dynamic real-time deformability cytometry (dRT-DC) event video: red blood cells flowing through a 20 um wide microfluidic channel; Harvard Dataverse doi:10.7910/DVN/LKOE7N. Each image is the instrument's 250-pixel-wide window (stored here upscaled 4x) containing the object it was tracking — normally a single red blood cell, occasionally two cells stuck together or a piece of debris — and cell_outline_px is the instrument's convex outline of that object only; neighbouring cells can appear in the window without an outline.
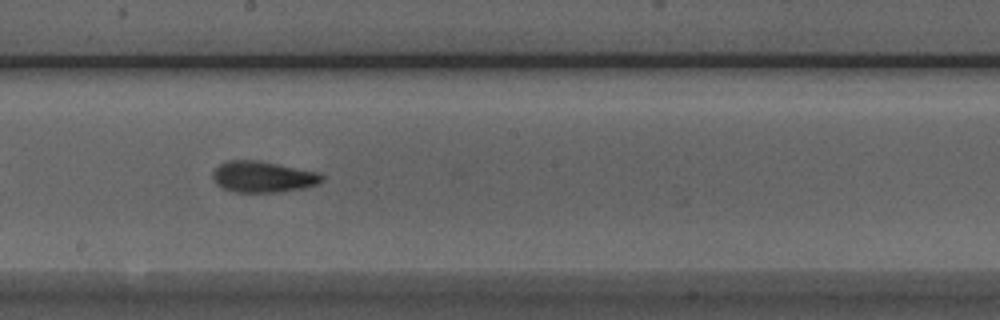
{"species": "Egyptian fruit bat (a non-hibernating species)", "species_latin": "Rousettus aegyptiacus", "temperature_condition": "room temperature", "stored_images_in_passage": 34, "camera_frame_rate_fps": 3000, "um_per_image_px": 0.085, "animal": {"sex": "male"}, "frame": {"image": 1, "passage_image": 15, "time_ms": 4.667, "image_size_px": [1000, 320], "cell_outline_px": [[324, 180], [316, 184], [304, 188], [276, 192], [232, 192], [216, 184], [212, 176], [212, 172], [224, 160], [260, 160], [320, 172], [324, 176]], "centroid_in_image_um": [22.35, 15.01], "position_along_channel_um": 225.8, "area_um2": 20.06}}
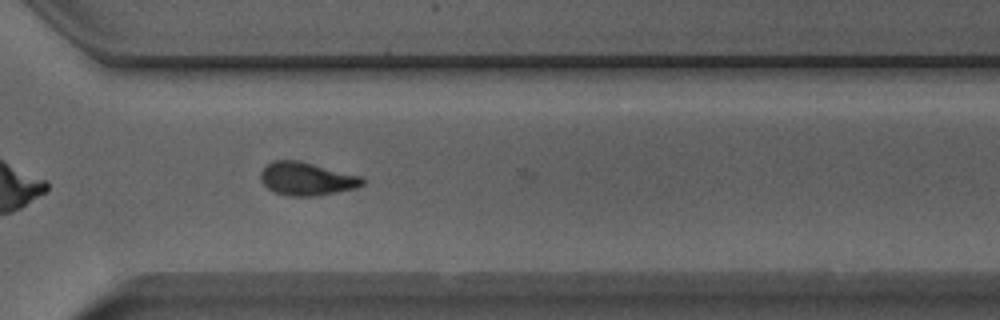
{"frame": {"image": 2, "passage_image": 24, "time_ms": 7.667, "image_size_px": [1000, 320], "cell_outline_px": [[368, 180], [364, 184], [356, 188], [316, 196], [288, 196], [276, 192], [268, 188], [260, 180], [260, 172], [272, 160], [300, 160], [364, 176]], "centroid_in_image_um": [26.13, 15.19], "position_along_channel_um": 344.5, "area_um2": 20.0}, "authors_computed_cell_mechanics": {"area_um2": 19.3341, "velocity_mm_per_s": 3.9625, "shape_relaxation_time_tau1_ms": 2.6285, "shape_relaxation_time_tau2_ms": 1.6752, "deformation_change_tau1": 0.1333, "deformation_change_tau2": 0.0901}}